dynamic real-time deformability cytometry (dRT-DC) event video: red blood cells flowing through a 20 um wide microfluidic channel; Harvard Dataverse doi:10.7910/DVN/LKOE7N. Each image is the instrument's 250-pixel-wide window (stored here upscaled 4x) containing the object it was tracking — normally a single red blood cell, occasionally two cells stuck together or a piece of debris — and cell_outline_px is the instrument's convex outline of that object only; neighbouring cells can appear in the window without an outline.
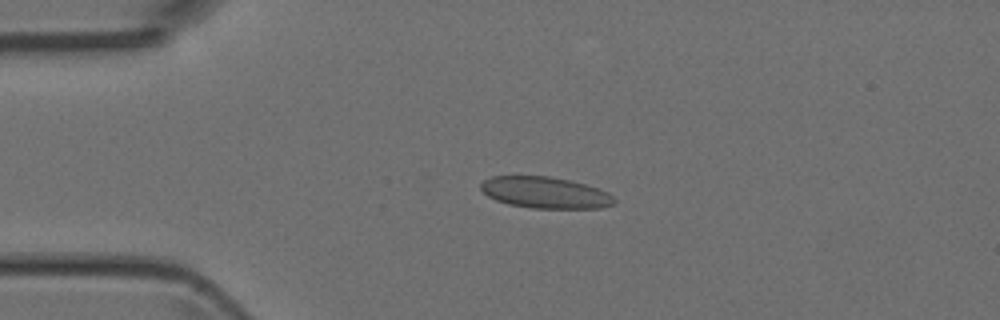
{"species": "Egyptian fruit bat (a non-hibernating species)", "species_latin": "Rousettus aegyptiacus", "temperature_condition": "room temperature", "stored_images_in_passage": 48, "camera_frame_rate_fps": 3000, "um_per_image_px": 0.085, "animal": {"sex": "female"}, "frame": {"image": 1, "passage_image": 11, "time_ms": 3.333, "image_size_px": [1000, 320], "cell_outline_px": [[616, 204], [600, 208], [532, 208], [508, 204], [496, 200], [488, 196], [480, 188], [480, 184], [484, 180], [492, 176], [548, 176], [568, 180], [584, 184], [608, 192], [616, 200]], "centroid_in_image_um": [46.34, 16.37], "position_along_channel_um": 38.7, "area_um2": 24.33}}
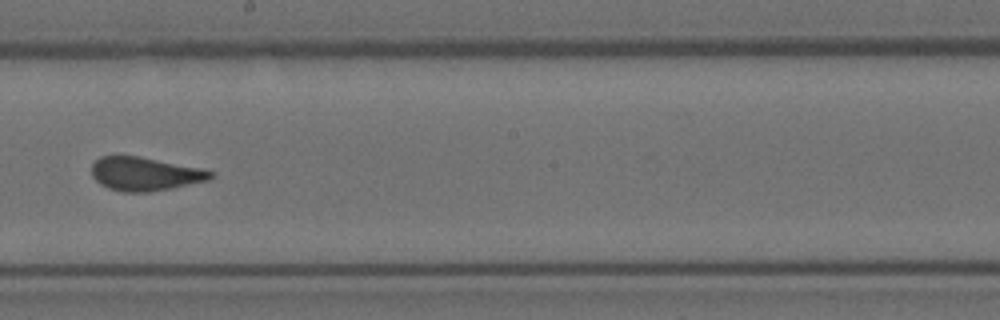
{"frame": {"image": 2, "passage_image": 27, "time_ms": 8.667, "image_size_px": [1000, 320], "cell_outline_px": [[216, 176], [208, 180], [172, 188], [148, 192], [124, 192], [108, 188], [100, 184], [92, 176], [92, 164], [100, 156], [140, 156], [204, 168], [216, 172]], "centroid_in_image_um": [12.37, 14.77], "position_along_channel_um": 235.8, "area_um2": 23.52}}
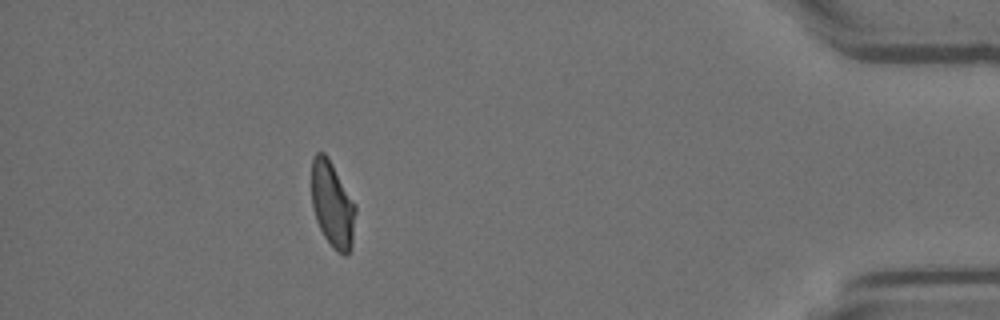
{"frame": {"image": 3, "passage_image": 43, "time_ms": 14.0, "image_size_px": [1000, 320], "cell_outline_px": [[356, 212], [352, 248], [344, 256], [336, 252], [332, 248], [324, 236], [316, 220], [312, 208], [312, 156], [316, 152], [324, 152], [328, 156], [356, 204]], "centroid_in_image_um": [28.27, 17.39], "position_along_channel_um": 406.9, "area_um2": 22.37}}